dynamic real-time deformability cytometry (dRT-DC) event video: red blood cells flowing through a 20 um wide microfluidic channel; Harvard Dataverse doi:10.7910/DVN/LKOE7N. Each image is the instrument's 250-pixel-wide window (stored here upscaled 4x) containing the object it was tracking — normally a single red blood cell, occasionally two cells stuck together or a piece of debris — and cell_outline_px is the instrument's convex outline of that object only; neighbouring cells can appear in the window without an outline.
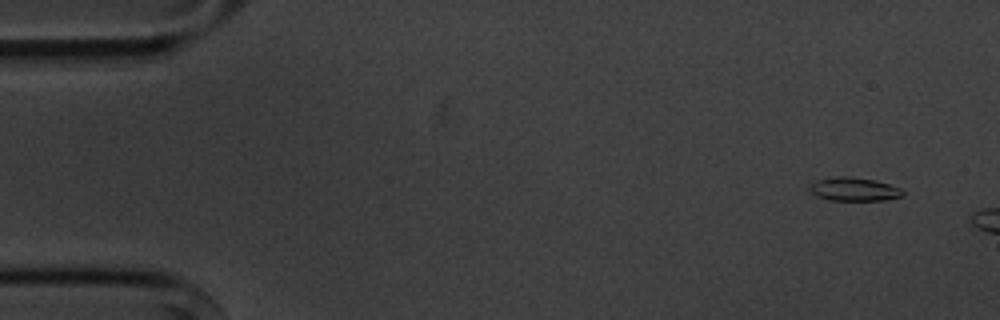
{"species": "common noctule bat (a hibernating species)", "species_latin": "Nyctalus noctula", "temperature_condition": "cold", "stored_images_in_passage": 3, "camera_frame_rate_fps": 3000, "um_per_image_px": 0.085, "animal": {"sex": "male", "body_mass_g": 20.1, "forearm_length_mm": 53.5}, "frame": {"image": 1, "passage_image": 1, "time_ms": 0.0, "image_size_px": [1000, 320], "cell_outline_px": [[904, 196], [884, 200], [828, 200], [816, 196], [808, 188], [816, 180], [836, 176], [848, 176], [872, 180], [888, 184], [900, 188], [904, 192]], "centroid_in_image_um": [72.58, 16.09], "position_along_channel_um": 12.4, "area_um2": 12.66}}